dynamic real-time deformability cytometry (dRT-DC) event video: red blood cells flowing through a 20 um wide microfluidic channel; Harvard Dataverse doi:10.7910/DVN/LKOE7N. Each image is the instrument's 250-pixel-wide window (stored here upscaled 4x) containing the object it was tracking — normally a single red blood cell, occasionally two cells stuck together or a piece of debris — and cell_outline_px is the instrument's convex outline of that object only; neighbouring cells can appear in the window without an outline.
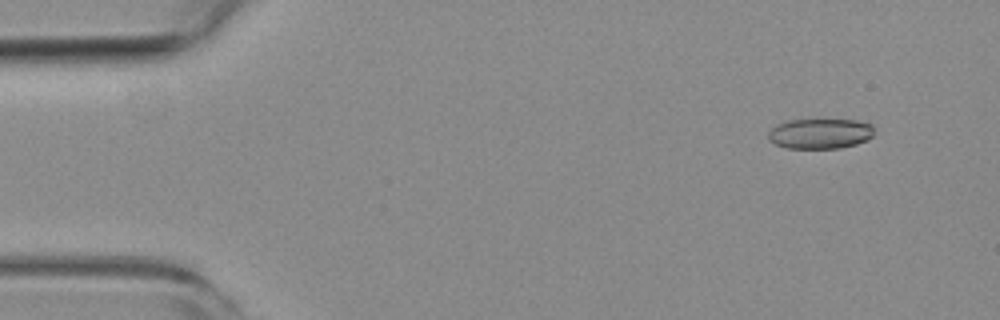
{"species": "common noctule bat (a hibernating species)", "species_latin": "Nyctalus noctula", "temperature_condition": "room temperature", "stored_images_in_passage": 50, "camera_frame_rate_fps": 3000, "um_per_image_px": 0.085, "animal": {"sex": "female", "body_mass_g": 19.3, "forearm_length_mm": 54.1}, "frame": {"image": 1, "passage_image": 1, "time_ms": 0.0, "image_size_px": [1000, 320], "cell_outline_px": [[872, 136], [868, 140], [856, 144], [840, 148], [788, 148], [776, 144], [768, 140], [768, 132], [776, 124], [788, 120], [856, 120], [872, 124]], "centroid_in_image_um": [69.69, 11.36], "position_along_channel_um": 15.3, "area_um2": 18.61}}
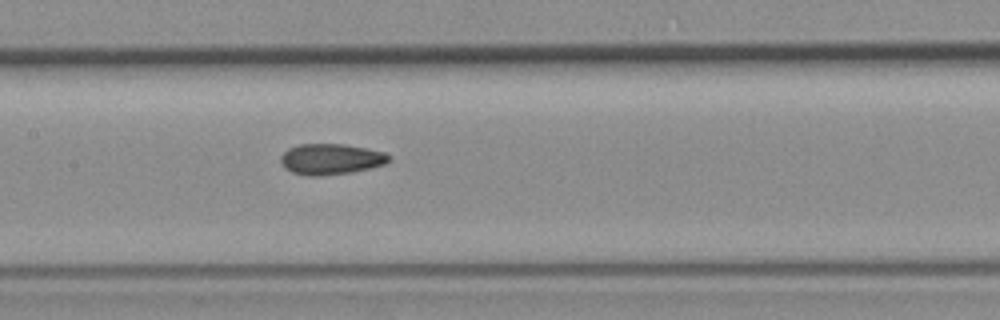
{"frame": {"image": 2, "passage_image": 22, "time_ms": 7.0, "image_size_px": [1000, 320], "cell_outline_px": [[392, 160], [384, 164], [372, 168], [352, 172], [324, 176], [308, 176], [292, 172], [284, 168], [280, 160], [280, 156], [288, 148], [300, 144], [344, 144], [384, 152], [392, 156]], "centroid_in_image_um": [28.13, 13.53], "position_along_channel_um": 179.3, "area_um2": 19.65}}
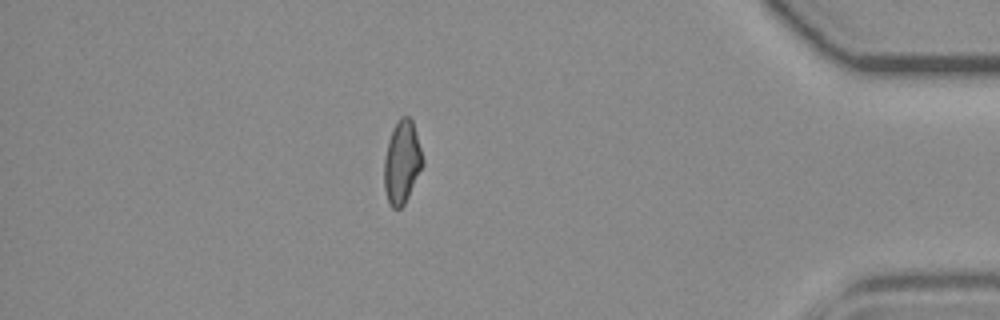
{"frame": {"image": 3, "passage_image": 43, "time_ms": 14.0, "image_size_px": [1000, 320], "cell_outline_px": [[424, 164], [404, 204], [400, 208], [392, 208], [388, 204], [384, 188], [384, 156], [388, 140], [392, 128], [400, 116], [408, 116], [412, 120], [424, 160]], "centroid_in_image_um": [34.15, 13.78], "position_along_channel_um": 401.1, "area_um2": 18.73}, "authors_computed_cell_mechanics": {"area_um2": 18.9295, "velocity_mm_per_s": 3.814, "shape_relaxation_time_tau1_ms": null, "shape_relaxation_time_tau2_ms": 2.5548, "deformation_change_tau1": null, "deformation_change_tau2": 0.083}}